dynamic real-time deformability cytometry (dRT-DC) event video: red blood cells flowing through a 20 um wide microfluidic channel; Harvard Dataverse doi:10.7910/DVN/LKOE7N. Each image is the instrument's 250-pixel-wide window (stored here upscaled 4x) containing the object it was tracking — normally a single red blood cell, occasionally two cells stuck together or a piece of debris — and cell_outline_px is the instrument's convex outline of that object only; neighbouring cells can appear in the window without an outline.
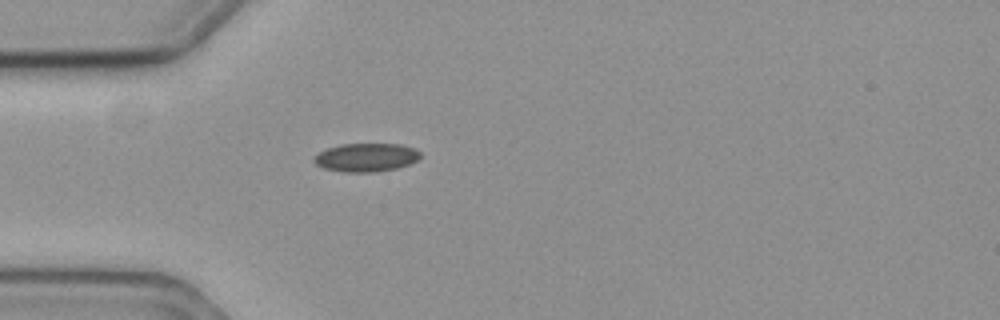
{"species": "common noctule bat (a hibernating species)", "species_latin": "Nyctalus noctula", "temperature_condition": "cold", "stored_images_in_passage": 31, "camera_frame_rate_fps": 3000, "um_per_image_px": 0.085, "animal": {"sex": "female", "body_mass_g": 19.3, "forearm_length_mm": 54.1}, "frame": {"image": 1, "passage_image": 1, "time_ms": 0.0, "image_size_px": [1000, 320], "cell_outline_px": [[420, 156], [416, 160], [408, 164], [396, 168], [376, 172], [340, 172], [324, 168], [316, 164], [312, 160], [320, 152], [328, 148], [340, 144], [400, 144], [416, 148], [420, 152]], "centroid_in_image_um": [31.12, 13.38], "position_along_channel_um": 53.9, "area_um2": 17.57}}
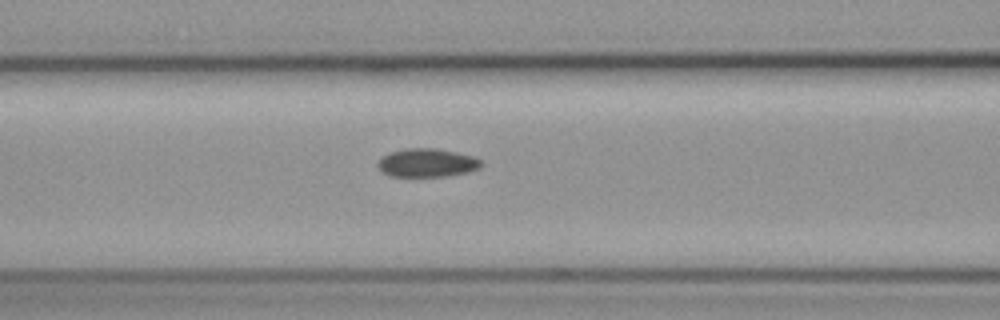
{"frame": {"image": 2, "passage_image": 8, "time_ms": 2.333, "image_size_px": [1000, 320], "cell_outline_px": [[484, 164], [480, 168], [468, 172], [448, 176], [392, 176], [384, 172], [376, 164], [388, 152], [404, 148], [436, 148], [456, 152], [472, 156], [480, 160]], "centroid_in_image_um": [36.32, 13.83], "position_along_channel_um": 130.3, "area_um2": 17.11}}
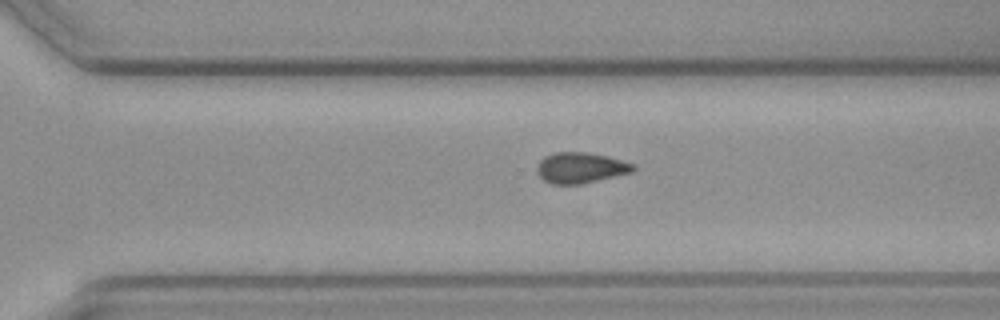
{"frame": {"image": 3, "passage_image": 24, "time_ms": 7.667, "image_size_px": [1000, 320], "cell_outline_px": [[636, 168], [632, 172], [584, 184], [552, 184], [544, 180], [536, 172], [536, 168], [540, 160], [544, 156], [552, 152], [588, 152], [608, 156], [636, 164]], "centroid_in_image_um": [49.36, 14.25], "position_along_channel_um": 321.2, "area_um2": 17.51}}